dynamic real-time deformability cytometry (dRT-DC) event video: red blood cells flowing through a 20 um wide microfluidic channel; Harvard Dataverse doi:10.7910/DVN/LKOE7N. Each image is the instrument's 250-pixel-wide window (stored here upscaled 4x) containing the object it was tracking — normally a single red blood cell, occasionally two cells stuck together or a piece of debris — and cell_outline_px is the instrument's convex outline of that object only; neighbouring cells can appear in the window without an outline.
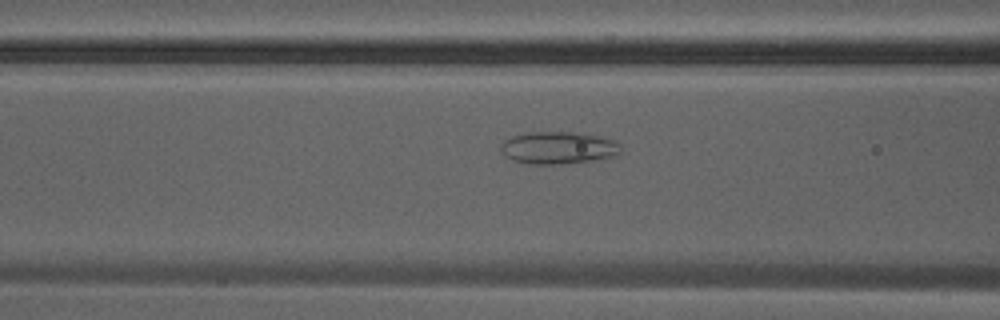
{"species": "Egyptian fruit bat (a non-hibernating species)", "species_latin": "Rousettus aegyptiacus", "temperature_condition": "warm", "stored_images_in_passage": 9, "camera_frame_rate_fps": 3000, "um_per_image_px": 0.085, "animal": {"sex": "male"}, "frame": {"image": 1, "passage_image": 7, "time_ms": 2.0, "image_size_px": [1000, 320], "cell_outline_px": [[620, 152], [616, 156], [592, 160], [560, 164], [532, 164], [512, 160], [500, 148], [500, 144], [504, 140], [512, 136], [528, 132], [572, 132], [600, 136], [612, 140], [620, 144]], "centroid_in_image_um": [47.45, 12.55], "position_along_channel_um": 119.1, "area_um2": 22.43}}